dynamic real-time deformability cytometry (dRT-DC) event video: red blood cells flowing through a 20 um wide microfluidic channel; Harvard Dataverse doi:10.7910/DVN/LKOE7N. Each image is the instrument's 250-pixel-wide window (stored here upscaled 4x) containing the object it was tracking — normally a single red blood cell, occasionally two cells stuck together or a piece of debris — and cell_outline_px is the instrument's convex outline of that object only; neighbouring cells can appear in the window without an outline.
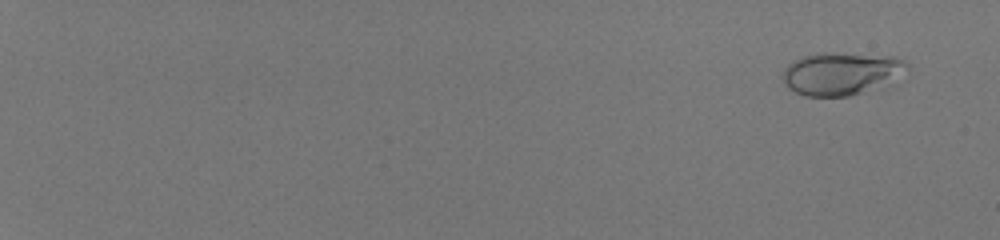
{"species": "human", "species_latin": "Homo sapiens", "temperature_condition": "room temperature", "stored_images_in_passage": 56, "camera_frame_rate_fps": 3000, "um_per_image_px": 0.085, "donor": {"sex": "male"}, "frame": {"image": 1, "passage_image": 4, "time_ms": 1.0, "image_size_px": [1000, 240], "cell_outline_px": [[908, 68], [888, 88], [848, 96], [804, 96], [788, 88], [784, 84], [780, 76], [784, 68], [788, 64], [804, 56], [820, 52], [832, 52], [896, 56], [904, 60], [908, 64]], "centroid_in_image_um": [71.57, 6.27], "position_along_channel_um": 13.4, "area_um2": 32.02}}
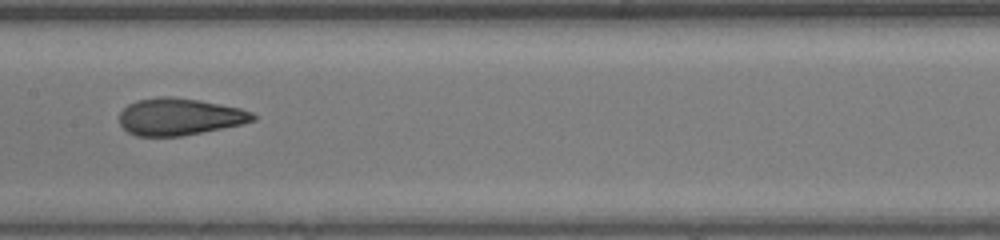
{"frame": {"image": 2, "passage_image": 35, "time_ms": 11.333, "image_size_px": [1000, 240], "cell_outline_px": [[256, 120], [244, 124], [180, 136], [136, 136], [128, 132], [120, 124], [120, 112], [128, 104], [136, 100], [156, 96], [172, 96], [200, 100], [240, 108], [252, 112], [256, 116]], "centroid_in_image_um": [15.26, 9.91], "position_along_channel_um": 192.1, "area_um2": 28.96}}
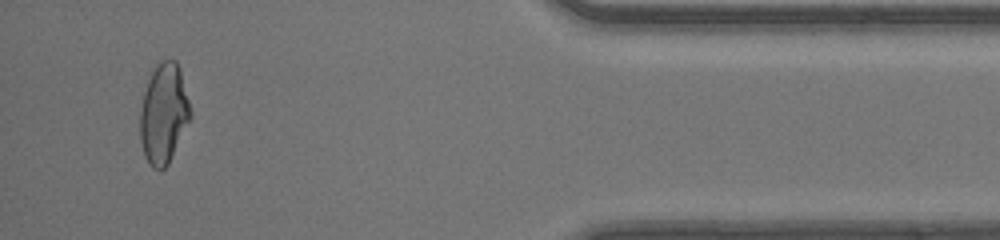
{"frame": {"image": 3, "passage_image": 54, "time_ms": 17.667, "image_size_px": [1000, 240], "cell_outline_px": [[192, 116], [168, 164], [160, 172], [152, 168], [148, 164], [144, 156], [140, 140], [140, 112], [144, 92], [148, 80], [152, 72], [160, 60], [176, 60], [180, 68], [192, 112]], "centroid_in_image_um": [13.91, 9.69], "position_along_channel_um": 421.3, "area_um2": 29.48}, "authors_computed_cell_mechanics": {"area_um2": 28.9, "velocity_mm_per_s": 4.2155, "shape_relaxation_time_tau1_ms": 5.0038, "shape_relaxation_time_tau2_ms": 0.945, "deformation_change_tau1": 0.1982, "deformation_change_tau2": 0.0767}}